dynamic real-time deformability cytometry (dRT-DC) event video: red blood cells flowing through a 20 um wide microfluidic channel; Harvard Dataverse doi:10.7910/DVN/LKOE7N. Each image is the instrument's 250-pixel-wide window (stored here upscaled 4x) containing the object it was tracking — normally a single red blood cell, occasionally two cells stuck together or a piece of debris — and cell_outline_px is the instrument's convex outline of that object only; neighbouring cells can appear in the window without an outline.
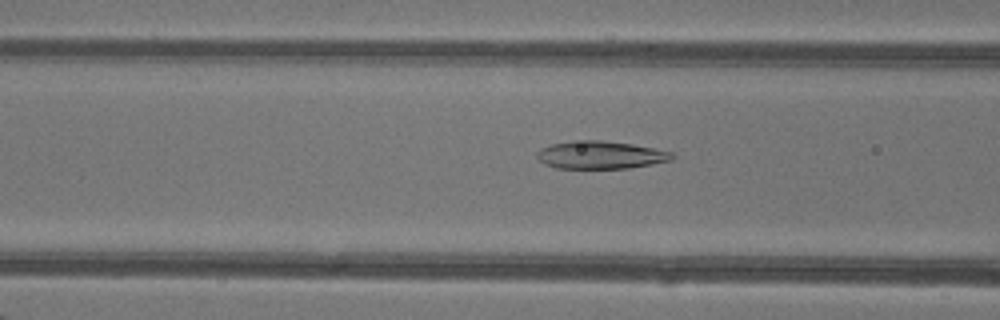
{"species": "common noctule bat (a hibernating species)", "species_latin": "Nyctalus noctula", "temperature_condition": "warm", "stored_images_in_passage": 44, "camera_frame_rate_fps": 3000, "um_per_image_px": 0.085, "animal": {"sex": "female"}, "frame": {"image": 1, "passage_image": 16, "time_ms": 5.0, "image_size_px": [1000, 320], "cell_outline_px": [[676, 156], [672, 160], [652, 164], [628, 168], [556, 168], [544, 164], [536, 156], [536, 152], [540, 148], [552, 144], [572, 140], [604, 140], [632, 144], [672, 152]], "centroid_in_image_um": [51.03, 13.16], "position_along_channel_um": 115.6, "area_um2": 21.96}}
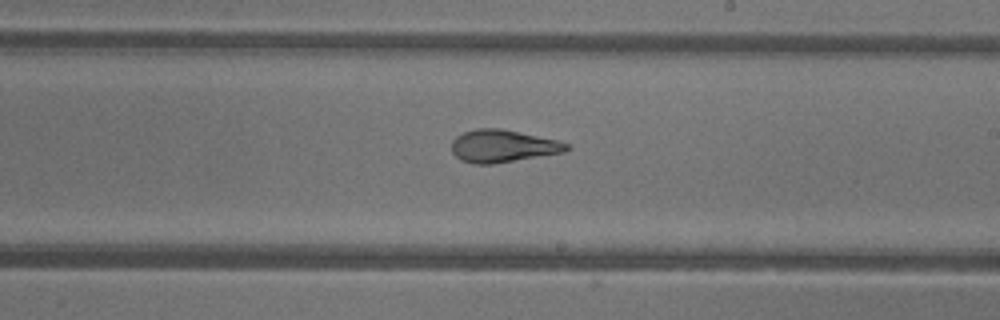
{"frame": {"image": 2, "passage_image": 25, "time_ms": 8.0, "image_size_px": [1000, 320], "cell_outline_px": [[572, 148], [564, 152], [492, 164], [472, 164], [460, 160], [452, 152], [452, 140], [456, 136], [464, 132], [476, 128], [500, 128], [556, 140], [568, 144]], "centroid_in_image_um": [42.7, 12.42], "position_along_channel_um": 246.3, "area_um2": 21.68}}
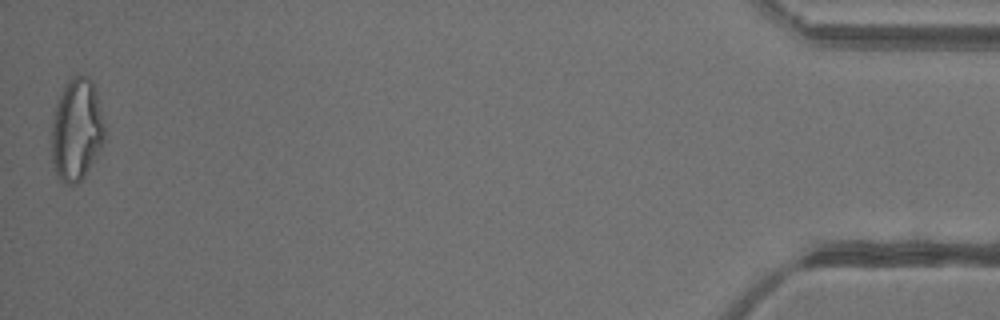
{"frame": {"image": 3, "passage_image": 44, "time_ms": 14.333, "image_size_px": [1000, 320], "cell_outline_px": [[104, 140], [96, 156], [84, 176], [76, 184], [68, 184], [60, 180], [56, 176], [52, 160], [52, 120], [56, 104], [64, 84], [72, 76], [88, 76], [92, 80], [96, 92], [104, 124]], "centroid_in_image_um": [6.49, 11.02], "position_along_channel_um": 428.7, "area_um2": 31.44}, "authors_computed_cell_mechanics": {"area_um2": 24.0737, "velocity_mm_per_s": 4.3533, "shape_relaxation_time_tau1_ms": null, "shape_relaxation_time_tau2_ms": 1.5171, "deformation_change_tau1": null, "deformation_change_tau2": 0.0741}}